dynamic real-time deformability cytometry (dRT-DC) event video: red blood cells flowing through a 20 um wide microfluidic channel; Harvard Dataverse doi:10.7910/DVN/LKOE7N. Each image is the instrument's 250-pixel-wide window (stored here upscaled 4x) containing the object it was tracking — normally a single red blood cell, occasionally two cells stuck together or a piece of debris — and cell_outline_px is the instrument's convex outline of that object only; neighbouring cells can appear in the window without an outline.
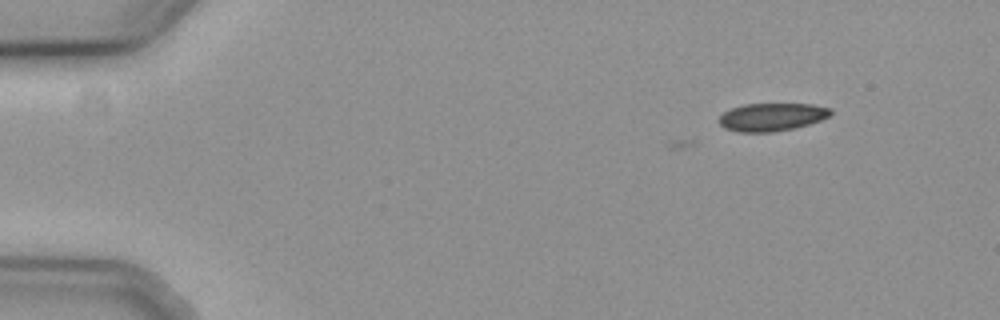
{"species": "common noctule bat (a hibernating species)", "species_latin": "Nyctalus noctula", "temperature_condition": "cold", "stored_images_in_passage": 2, "camera_frame_rate_fps": 3000, "um_per_image_px": 0.085, "animal": {"sex": "female", "body_mass_g": 19.3, "forearm_length_mm": 54.1}, "frame": {"image": 1, "passage_image": 2, "time_ms": 0.333, "image_size_px": [1000, 320], "cell_outline_px": [[832, 112], [828, 116], [820, 120], [808, 124], [792, 128], [772, 132], [736, 132], [724, 128], [716, 120], [724, 112], [732, 108], [744, 104], [812, 104], [832, 108]], "centroid_in_image_um": [65.57, 9.94], "position_along_channel_um": 19.4, "area_um2": 18.15}}